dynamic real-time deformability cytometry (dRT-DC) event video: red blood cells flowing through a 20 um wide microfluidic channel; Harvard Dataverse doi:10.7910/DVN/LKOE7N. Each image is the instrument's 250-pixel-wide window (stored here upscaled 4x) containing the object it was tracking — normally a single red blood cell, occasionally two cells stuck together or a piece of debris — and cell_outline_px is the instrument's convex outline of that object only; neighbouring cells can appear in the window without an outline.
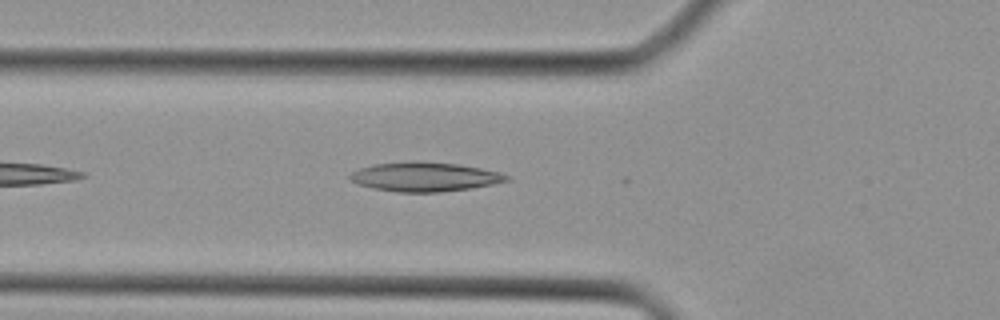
{"species": "Egyptian fruit bat (a non-hibernating species)", "species_latin": "Rousettus aegyptiacus", "temperature_condition": "cold", "stored_images_in_passage": 14, "camera_frame_rate_fps": 3000, "um_per_image_px": 0.085, "animal": {"sex": "female"}, "frame": {"image": 1, "passage_image": 4, "time_ms": 1.0, "image_size_px": [1000, 320], "cell_outline_px": [[512, 180], [472, 188], [440, 192], [396, 192], [356, 184], [348, 180], [348, 176], [352, 172], [360, 168], [372, 164], [416, 160], [456, 164], [480, 168], [500, 172], [512, 176]], "centroid_in_image_um": [36.1, 15.02], "position_along_channel_um": 89.7, "area_um2": 26.99}}
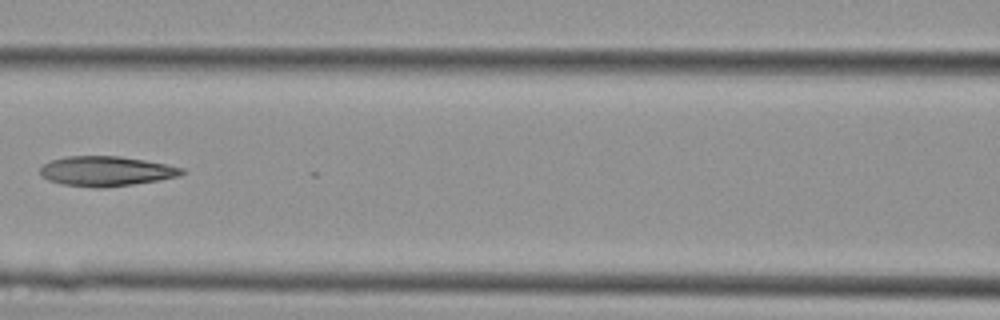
{"frame": {"image": 2, "passage_image": 8, "time_ms": 2.333, "image_size_px": [1000, 320], "cell_outline_px": [[188, 172], [180, 176], [132, 184], [104, 188], [96, 188], [60, 184], [48, 180], [40, 172], [40, 168], [44, 164], [52, 160], [68, 156], [120, 156], [144, 160], [184, 168]], "centroid_in_image_um": [9.04, 14.55], "position_along_channel_um": 157.6, "area_um2": 24.57}}
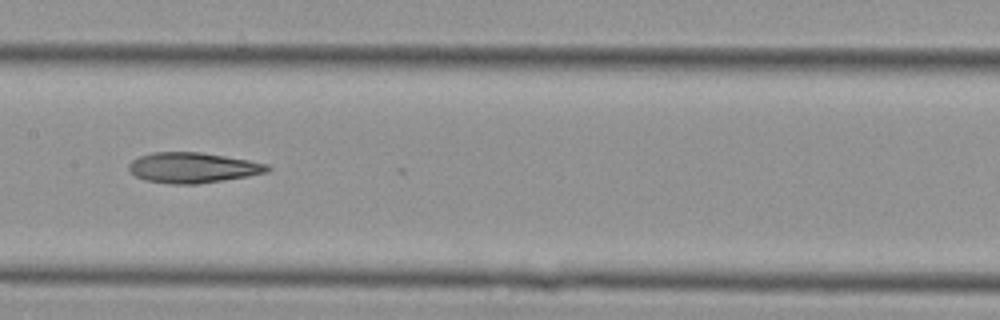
{"frame": {"image": 3, "passage_image": 10, "time_ms": 3.0, "image_size_px": [1000, 320], "cell_outline_px": [[272, 168], [268, 172], [248, 176], [196, 184], [172, 184], [144, 180], [136, 176], [128, 168], [128, 164], [132, 160], [140, 156], [152, 152], [200, 152], [248, 160], [268, 164]], "centroid_in_image_um": [16.38, 14.25], "position_along_channel_um": 191.0, "area_um2": 24.45}}